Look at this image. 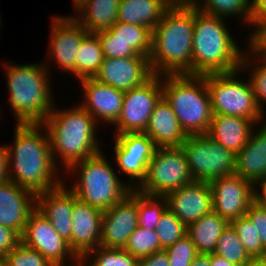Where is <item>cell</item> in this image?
I'll list each match as a JSON object with an SVG mask.
<instances>
[{"label":"cell","instance_id":"6da1fadb","mask_svg":"<svg viewBox=\"0 0 266 266\" xmlns=\"http://www.w3.org/2000/svg\"><path fill=\"white\" fill-rule=\"evenodd\" d=\"M14 135V143L6 146L9 180L35 194L60 186L64 179L57 176L59 165L53 160L46 128L42 124H16Z\"/></svg>","mask_w":266,"mask_h":266},{"label":"cell","instance_id":"7a4b0ae2","mask_svg":"<svg viewBox=\"0 0 266 266\" xmlns=\"http://www.w3.org/2000/svg\"><path fill=\"white\" fill-rule=\"evenodd\" d=\"M195 6L169 7L152 30L150 66L155 75H191Z\"/></svg>","mask_w":266,"mask_h":266},{"label":"cell","instance_id":"3957f363","mask_svg":"<svg viewBox=\"0 0 266 266\" xmlns=\"http://www.w3.org/2000/svg\"><path fill=\"white\" fill-rule=\"evenodd\" d=\"M96 124L93 116L80 104L66 110L54 106L42 125L47 130L55 164L60 158V164L67 172L72 164L101 152Z\"/></svg>","mask_w":266,"mask_h":266},{"label":"cell","instance_id":"277c9868","mask_svg":"<svg viewBox=\"0 0 266 266\" xmlns=\"http://www.w3.org/2000/svg\"><path fill=\"white\" fill-rule=\"evenodd\" d=\"M5 68L9 105L16 124H42L54 106L50 69L42 63L11 65Z\"/></svg>","mask_w":266,"mask_h":266},{"label":"cell","instance_id":"5b68a950","mask_svg":"<svg viewBox=\"0 0 266 266\" xmlns=\"http://www.w3.org/2000/svg\"><path fill=\"white\" fill-rule=\"evenodd\" d=\"M223 21L195 7L191 75L231 72L241 67L244 51Z\"/></svg>","mask_w":266,"mask_h":266},{"label":"cell","instance_id":"8992f818","mask_svg":"<svg viewBox=\"0 0 266 266\" xmlns=\"http://www.w3.org/2000/svg\"><path fill=\"white\" fill-rule=\"evenodd\" d=\"M163 96L187 135L207 134L213 117L205 75H162Z\"/></svg>","mask_w":266,"mask_h":266},{"label":"cell","instance_id":"52a82bcc","mask_svg":"<svg viewBox=\"0 0 266 266\" xmlns=\"http://www.w3.org/2000/svg\"><path fill=\"white\" fill-rule=\"evenodd\" d=\"M103 154L101 151L78 161L67 170L78 173L72 188L69 187L76 198L104 212L121 202L130 193L131 188L119 179Z\"/></svg>","mask_w":266,"mask_h":266},{"label":"cell","instance_id":"ba28073f","mask_svg":"<svg viewBox=\"0 0 266 266\" xmlns=\"http://www.w3.org/2000/svg\"><path fill=\"white\" fill-rule=\"evenodd\" d=\"M240 68L231 72L205 74L213 114L237 116L252 120L256 127L266 121L254 98L249 79L242 81L237 75Z\"/></svg>","mask_w":266,"mask_h":266},{"label":"cell","instance_id":"9c48e42d","mask_svg":"<svg viewBox=\"0 0 266 266\" xmlns=\"http://www.w3.org/2000/svg\"><path fill=\"white\" fill-rule=\"evenodd\" d=\"M180 147L194 181L210 182L235 174L236 154L206 134L188 135Z\"/></svg>","mask_w":266,"mask_h":266},{"label":"cell","instance_id":"30bf717a","mask_svg":"<svg viewBox=\"0 0 266 266\" xmlns=\"http://www.w3.org/2000/svg\"><path fill=\"white\" fill-rule=\"evenodd\" d=\"M192 182L194 180L181 147L156 148L146 179L137 190L149 196L165 197Z\"/></svg>","mask_w":266,"mask_h":266},{"label":"cell","instance_id":"8fae6325","mask_svg":"<svg viewBox=\"0 0 266 266\" xmlns=\"http://www.w3.org/2000/svg\"><path fill=\"white\" fill-rule=\"evenodd\" d=\"M162 75H153L139 87L124 92L123 106L113 124L115 135L144 133L156 103L163 96Z\"/></svg>","mask_w":266,"mask_h":266},{"label":"cell","instance_id":"7c38bea8","mask_svg":"<svg viewBox=\"0 0 266 266\" xmlns=\"http://www.w3.org/2000/svg\"><path fill=\"white\" fill-rule=\"evenodd\" d=\"M21 242L38 251L54 266H74L80 262L68 242L56 232L50 221L37 208L29 215ZM67 258L71 260V264L66 265Z\"/></svg>","mask_w":266,"mask_h":266},{"label":"cell","instance_id":"4fadbf2b","mask_svg":"<svg viewBox=\"0 0 266 266\" xmlns=\"http://www.w3.org/2000/svg\"><path fill=\"white\" fill-rule=\"evenodd\" d=\"M115 136L113 151L116 165L118 170L129 176L131 190H136L146 179L149 162L157 147L145 133H123Z\"/></svg>","mask_w":266,"mask_h":266},{"label":"cell","instance_id":"5bb4252c","mask_svg":"<svg viewBox=\"0 0 266 266\" xmlns=\"http://www.w3.org/2000/svg\"><path fill=\"white\" fill-rule=\"evenodd\" d=\"M212 190V210L228 222L244 217L254 202V185L237 174L209 182Z\"/></svg>","mask_w":266,"mask_h":266},{"label":"cell","instance_id":"9a60e30c","mask_svg":"<svg viewBox=\"0 0 266 266\" xmlns=\"http://www.w3.org/2000/svg\"><path fill=\"white\" fill-rule=\"evenodd\" d=\"M51 20L52 30L48 46L50 57L43 63L49 69L51 67L49 62L52 59L58 68L75 75L76 54L83 38L89 32L73 16L54 15Z\"/></svg>","mask_w":266,"mask_h":266},{"label":"cell","instance_id":"2e32d148","mask_svg":"<svg viewBox=\"0 0 266 266\" xmlns=\"http://www.w3.org/2000/svg\"><path fill=\"white\" fill-rule=\"evenodd\" d=\"M138 227L137 189L103 212L100 246L124 249Z\"/></svg>","mask_w":266,"mask_h":266},{"label":"cell","instance_id":"e0dca14e","mask_svg":"<svg viewBox=\"0 0 266 266\" xmlns=\"http://www.w3.org/2000/svg\"><path fill=\"white\" fill-rule=\"evenodd\" d=\"M153 75L149 57H105L94 79L125 92L141 86Z\"/></svg>","mask_w":266,"mask_h":266},{"label":"cell","instance_id":"ac0fdd59","mask_svg":"<svg viewBox=\"0 0 266 266\" xmlns=\"http://www.w3.org/2000/svg\"><path fill=\"white\" fill-rule=\"evenodd\" d=\"M168 209L186 226L212 211L209 182L194 181L165 196Z\"/></svg>","mask_w":266,"mask_h":266},{"label":"cell","instance_id":"d6986e66","mask_svg":"<svg viewBox=\"0 0 266 266\" xmlns=\"http://www.w3.org/2000/svg\"><path fill=\"white\" fill-rule=\"evenodd\" d=\"M103 211L82 203L73 193L71 250L81 259L100 246Z\"/></svg>","mask_w":266,"mask_h":266},{"label":"cell","instance_id":"ffe728a7","mask_svg":"<svg viewBox=\"0 0 266 266\" xmlns=\"http://www.w3.org/2000/svg\"><path fill=\"white\" fill-rule=\"evenodd\" d=\"M36 208V194L11 180L0 182V225L13 229L20 237L29 215Z\"/></svg>","mask_w":266,"mask_h":266},{"label":"cell","instance_id":"44dd1931","mask_svg":"<svg viewBox=\"0 0 266 266\" xmlns=\"http://www.w3.org/2000/svg\"><path fill=\"white\" fill-rule=\"evenodd\" d=\"M83 88L84 100L81 106L98 122L113 125L119 118L124 99V91L101 83L94 78L79 80Z\"/></svg>","mask_w":266,"mask_h":266},{"label":"cell","instance_id":"7402d4cb","mask_svg":"<svg viewBox=\"0 0 266 266\" xmlns=\"http://www.w3.org/2000/svg\"><path fill=\"white\" fill-rule=\"evenodd\" d=\"M63 183L51 190L36 194V208L50 221L56 232L71 249L73 192Z\"/></svg>","mask_w":266,"mask_h":266},{"label":"cell","instance_id":"603a6c76","mask_svg":"<svg viewBox=\"0 0 266 266\" xmlns=\"http://www.w3.org/2000/svg\"><path fill=\"white\" fill-rule=\"evenodd\" d=\"M144 133L153 140L157 148L180 147L188 137L164 96L156 103Z\"/></svg>","mask_w":266,"mask_h":266},{"label":"cell","instance_id":"cb8c5ba5","mask_svg":"<svg viewBox=\"0 0 266 266\" xmlns=\"http://www.w3.org/2000/svg\"><path fill=\"white\" fill-rule=\"evenodd\" d=\"M253 130L245 147L236 154L235 174L254 184L266 177V121Z\"/></svg>","mask_w":266,"mask_h":266},{"label":"cell","instance_id":"d4e9b609","mask_svg":"<svg viewBox=\"0 0 266 266\" xmlns=\"http://www.w3.org/2000/svg\"><path fill=\"white\" fill-rule=\"evenodd\" d=\"M255 123L246 118L231 115L213 114L208 135L233 153L240 152L248 142Z\"/></svg>","mask_w":266,"mask_h":266},{"label":"cell","instance_id":"484cf974","mask_svg":"<svg viewBox=\"0 0 266 266\" xmlns=\"http://www.w3.org/2000/svg\"><path fill=\"white\" fill-rule=\"evenodd\" d=\"M120 0H86L75 10L74 18L89 32L109 30L118 21Z\"/></svg>","mask_w":266,"mask_h":266},{"label":"cell","instance_id":"4316f807","mask_svg":"<svg viewBox=\"0 0 266 266\" xmlns=\"http://www.w3.org/2000/svg\"><path fill=\"white\" fill-rule=\"evenodd\" d=\"M168 8L164 0H120L118 21L153 30Z\"/></svg>","mask_w":266,"mask_h":266},{"label":"cell","instance_id":"83f0119b","mask_svg":"<svg viewBox=\"0 0 266 266\" xmlns=\"http://www.w3.org/2000/svg\"><path fill=\"white\" fill-rule=\"evenodd\" d=\"M229 222L213 210L187 226V235L199 254L214 253L222 231Z\"/></svg>","mask_w":266,"mask_h":266},{"label":"cell","instance_id":"f1b7e54d","mask_svg":"<svg viewBox=\"0 0 266 266\" xmlns=\"http://www.w3.org/2000/svg\"><path fill=\"white\" fill-rule=\"evenodd\" d=\"M104 58L98 36L95 33H88L76 54L75 76L78 80L94 78Z\"/></svg>","mask_w":266,"mask_h":266},{"label":"cell","instance_id":"f546056e","mask_svg":"<svg viewBox=\"0 0 266 266\" xmlns=\"http://www.w3.org/2000/svg\"><path fill=\"white\" fill-rule=\"evenodd\" d=\"M109 31L117 40L128 44V47H132L140 56H150L152 30L148 27L117 21Z\"/></svg>","mask_w":266,"mask_h":266},{"label":"cell","instance_id":"4dcf8cb0","mask_svg":"<svg viewBox=\"0 0 266 266\" xmlns=\"http://www.w3.org/2000/svg\"><path fill=\"white\" fill-rule=\"evenodd\" d=\"M247 49L248 52L244 51L245 54L243 53L240 70L251 71L248 79L254 92V98L260 111L266 116V111H264V102L266 103V58L256 55L249 48Z\"/></svg>","mask_w":266,"mask_h":266},{"label":"cell","instance_id":"1f68e13d","mask_svg":"<svg viewBox=\"0 0 266 266\" xmlns=\"http://www.w3.org/2000/svg\"><path fill=\"white\" fill-rule=\"evenodd\" d=\"M193 5L200 12L212 16L222 18L241 16V20L250 25L251 0H196Z\"/></svg>","mask_w":266,"mask_h":266},{"label":"cell","instance_id":"d6a6232c","mask_svg":"<svg viewBox=\"0 0 266 266\" xmlns=\"http://www.w3.org/2000/svg\"><path fill=\"white\" fill-rule=\"evenodd\" d=\"M93 257H92V256ZM92 257V258H90ZM92 259V261H90ZM90 262V264L88 263ZM80 262L84 266H138L139 259L133 257L124 249H115L99 246L87 252Z\"/></svg>","mask_w":266,"mask_h":266},{"label":"cell","instance_id":"836d02e7","mask_svg":"<svg viewBox=\"0 0 266 266\" xmlns=\"http://www.w3.org/2000/svg\"><path fill=\"white\" fill-rule=\"evenodd\" d=\"M167 209L165 197L149 196L137 190L138 227L156 230L158 221Z\"/></svg>","mask_w":266,"mask_h":266},{"label":"cell","instance_id":"e575fe53","mask_svg":"<svg viewBox=\"0 0 266 266\" xmlns=\"http://www.w3.org/2000/svg\"><path fill=\"white\" fill-rule=\"evenodd\" d=\"M214 254L225 258L237 266L244 265L252 259L245 251L237 232L230 224L222 231Z\"/></svg>","mask_w":266,"mask_h":266},{"label":"cell","instance_id":"d590c367","mask_svg":"<svg viewBox=\"0 0 266 266\" xmlns=\"http://www.w3.org/2000/svg\"><path fill=\"white\" fill-rule=\"evenodd\" d=\"M124 250L138 259L161 251L156 230H147L142 227H137L129 236Z\"/></svg>","mask_w":266,"mask_h":266},{"label":"cell","instance_id":"8d00e7d4","mask_svg":"<svg viewBox=\"0 0 266 266\" xmlns=\"http://www.w3.org/2000/svg\"><path fill=\"white\" fill-rule=\"evenodd\" d=\"M156 232L161 250H165L187 234V226L167 209L158 221Z\"/></svg>","mask_w":266,"mask_h":266},{"label":"cell","instance_id":"74e56055","mask_svg":"<svg viewBox=\"0 0 266 266\" xmlns=\"http://www.w3.org/2000/svg\"><path fill=\"white\" fill-rule=\"evenodd\" d=\"M229 224L237 232L245 251L251 258H266V249L262 246L255 227L246 216L234 219Z\"/></svg>","mask_w":266,"mask_h":266},{"label":"cell","instance_id":"f35d334b","mask_svg":"<svg viewBox=\"0 0 266 266\" xmlns=\"http://www.w3.org/2000/svg\"><path fill=\"white\" fill-rule=\"evenodd\" d=\"M4 266H54L43 255L20 242L5 256Z\"/></svg>","mask_w":266,"mask_h":266},{"label":"cell","instance_id":"ab89813d","mask_svg":"<svg viewBox=\"0 0 266 266\" xmlns=\"http://www.w3.org/2000/svg\"><path fill=\"white\" fill-rule=\"evenodd\" d=\"M170 266H190L194 258L199 254L195 244L186 234L172 246L165 249Z\"/></svg>","mask_w":266,"mask_h":266},{"label":"cell","instance_id":"60d3db41","mask_svg":"<svg viewBox=\"0 0 266 266\" xmlns=\"http://www.w3.org/2000/svg\"><path fill=\"white\" fill-rule=\"evenodd\" d=\"M95 34L100 40L104 57H146L140 56L132 47H128V44L122 43L121 41L117 40L109 30L99 31Z\"/></svg>","mask_w":266,"mask_h":266},{"label":"cell","instance_id":"b9f144b4","mask_svg":"<svg viewBox=\"0 0 266 266\" xmlns=\"http://www.w3.org/2000/svg\"><path fill=\"white\" fill-rule=\"evenodd\" d=\"M245 216L255 227L262 246L266 249V208L257 205L253 202Z\"/></svg>","mask_w":266,"mask_h":266},{"label":"cell","instance_id":"7bdbcfd3","mask_svg":"<svg viewBox=\"0 0 266 266\" xmlns=\"http://www.w3.org/2000/svg\"><path fill=\"white\" fill-rule=\"evenodd\" d=\"M247 43L253 53L266 58V22L254 29Z\"/></svg>","mask_w":266,"mask_h":266},{"label":"cell","instance_id":"ee69618b","mask_svg":"<svg viewBox=\"0 0 266 266\" xmlns=\"http://www.w3.org/2000/svg\"><path fill=\"white\" fill-rule=\"evenodd\" d=\"M21 242V237L11 228L0 225V254L6 256Z\"/></svg>","mask_w":266,"mask_h":266},{"label":"cell","instance_id":"f6af8a7d","mask_svg":"<svg viewBox=\"0 0 266 266\" xmlns=\"http://www.w3.org/2000/svg\"><path fill=\"white\" fill-rule=\"evenodd\" d=\"M266 22V0H251L250 25L257 29Z\"/></svg>","mask_w":266,"mask_h":266},{"label":"cell","instance_id":"bcb514c9","mask_svg":"<svg viewBox=\"0 0 266 266\" xmlns=\"http://www.w3.org/2000/svg\"><path fill=\"white\" fill-rule=\"evenodd\" d=\"M138 266H170V263L166 251L161 250L140 258Z\"/></svg>","mask_w":266,"mask_h":266},{"label":"cell","instance_id":"7dc6e473","mask_svg":"<svg viewBox=\"0 0 266 266\" xmlns=\"http://www.w3.org/2000/svg\"><path fill=\"white\" fill-rule=\"evenodd\" d=\"M253 185L254 202L257 205L266 208V177L257 180Z\"/></svg>","mask_w":266,"mask_h":266},{"label":"cell","instance_id":"c3c4849f","mask_svg":"<svg viewBox=\"0 0 266 266\" xmlns=\"http://www.w3.org/2000/svg\"><path fill=\"white\" fill-rule=\"evenodd\" d=\"M9 180V165L6 145L0 146V182Z\"/></svg>","mask_w":266,"mask_h":266},{"label":"cell","instance_id":"681fc988","mask_svg":"<svg viewBox=\"0 0 266 266\" xmlns=\"http://www.w3.org/2000/svg\"><path fill=\"white\" fill-rule=\"evenodd\" d=\"M190 266H211V254H198Z\"/></svg>","mask_w":266,"mask_h":266},{"label":"cell","instance_id":"f907efd6","mask_svg":"<svg viewBox=\"0 0 266 266\" xmlns=\"http://www.w3.org/2000/svg\"><path fill=\"white\" fill-rule=\"evenodd\" d=\"M211 266H237V265L232 262H229L225 258H222L214 253H211Z\"/></svg>","mask_w":266,"mask_h":266},{"label":"cell","instance_id":"816d5d0a","mask_svg":"<svg viewBox=\"0 0 266 266\" xmlns=\"http://www.w3.org/2000/svg\"><path fill=\"white\" fill-rule=\"evenodd\" d=\"M169 7L173 6H190L193 5L196 0H164Z\"/></svg>","mask_w":266,"mask_h":266},{"label":"cell","instance_id":"f5cc1de1","mask_svg":"<svg viewBox=\"0 0 266 266\" xmlns=\"http://www.w3.org/2000/svg\"><path fill=\"white\" fill-rule=\"evenodd\" d=\"M241 266H266V258H252L249 262Z\"/></svg>","mask_w":266,"mask_h":266},{"label":"cell","instance_id":"db71d44e","mask_svg":"<svg viewBox=\"0 0 266 266\" xmlns=\"http://www.w3.org/2000/svg\"><path fill=\"white\" fill-rule=\"evenodd\" d=\"M86 0H73L74 8L76 9L80 4H82Z\"/></svg>","mask_w":266,"mask_h":266},{"label":"cell","instance_id":"11a10c76","mask_svg":"<svg viewBox=\"0 0 266 266\" xmlns=\"http://www.w3.org/2000/svg\"><path fill=\"white\" fill-rule=\"evenodd\" d=\"M5 256L0 254V266H4L5 264Z\"/></svg>","mask_w":266,"mask_h":266},{"label":"cell","instance_id":"9f6ffc18","mask_svg":"<svg viewBox=\"0 0 266 266\" xmlns=\"http://www.w3.org/2000/svg\"><path fill=\"white\" fill-rule=\"evenodd\" d=\"M74 266H84V265H82V263L79 262L77 265H74Z\"/></svg>","mask_w":266,"mask_h":266},{"label":"cell","instance_id":"6f0895ef","mask_svg":"<svg viewBox=\"0 0 266 266\" xmlns=\"http://www.w3.org/2000/svg\"><path fill=\"white\" fill-rule=\"evenodd\" d=\"M2 26V24H1V15H0V27ZM0 30H1V28H0Z\"/></svg>","mask_w":266,"mask_h":266}]
</instances>
